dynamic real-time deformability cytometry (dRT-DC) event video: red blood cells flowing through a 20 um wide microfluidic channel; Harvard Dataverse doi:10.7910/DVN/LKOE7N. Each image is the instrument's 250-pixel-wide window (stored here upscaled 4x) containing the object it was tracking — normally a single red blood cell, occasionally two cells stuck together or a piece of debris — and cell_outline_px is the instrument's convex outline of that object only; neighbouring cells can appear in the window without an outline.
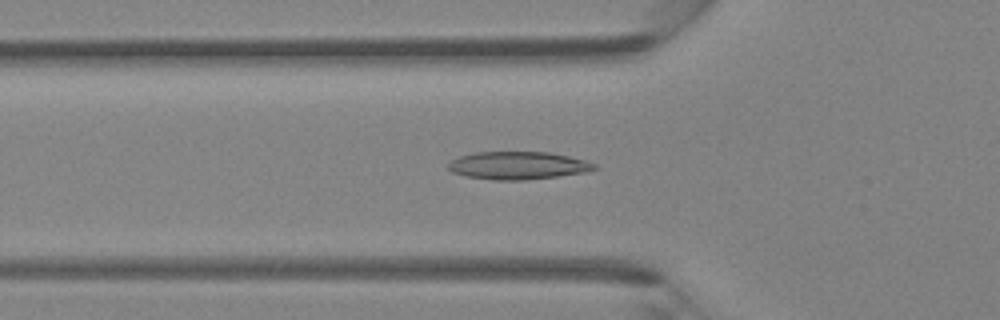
{"species": "Egyptian fruit bat (a non-hibernating species)", "species_latin": "Rousettus aegyptiacus", "temperature_condition": "room temperature", "stored_images_in_passage": 44, "camera_frame_rate_fps": 3000, "um_per_image_px": 0.085, "animal": {"sex": "female"}, "frame": {"image": 1, "passage_image": 14, "time_ms": 4.333, "image_size_px": [1000, 320], "cell_outline_px": [[596, 168], [588, 172], [524, 180], [492, 180], [468, 176], [452, 172], [448, 168], [448, 164], [452, 160], [460, 156], [476, 152], [548, 152], [568, 156], [584, 160], [596, 164]], "centroid_in_image_um": [44.03, 14.07], "position_along_channel_um": 81.8, "area_um2": 23.47}}
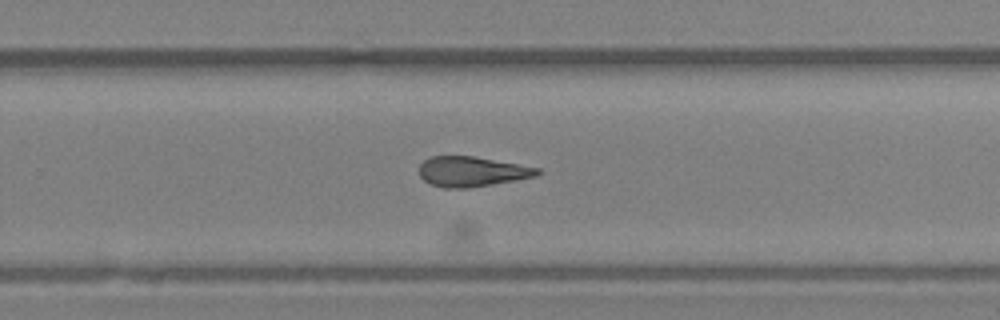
{"frame": {"image": 2, "passage_image": 28, "time_ms": 9.0, "image_size_px": [1000, 320], "cell_outline_px": [[540, 172], [536, 176], [492, 184], [464, 188], [444, 188], [432, 184], [424, 180], [420, 176], [420, 164], [424, 160], [432, 156], [472, 156], [540, 168]], "centroid_in_image_um": [40.08, 14.58], "position_along_channel_um": 289.7, "area_um2": 20.35}}
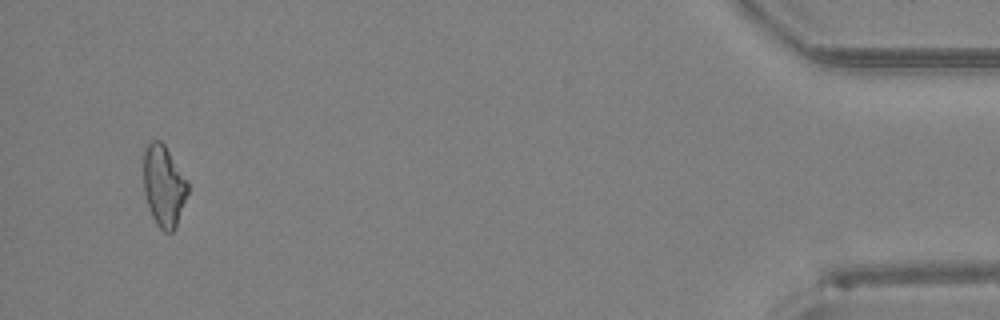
{"frame": {"image": 3, "passage_image": 42, "time_ms": 13.667, "image_size_px": [1000, 320], "cell_outline_px": [[188, 192], [176, 228], [172, 232], [164, 232], [156, 224], [152, 216], [144, 192], [144, 152], [148, 144], [152, 140], [160, 140], [164, 144], [188, 180]], "centroid_in_image_um": [13.94, 15.81], "position_along_channel_um": 421.3, "area_um2": 20.92}}